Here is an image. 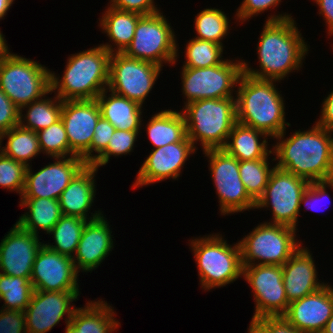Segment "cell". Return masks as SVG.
Listing matches in <instances>:
<instances>
[{
  "label": "cell",
  "instance_id": "cell-1",
  "mask_svg": "<svg viewBox=\"0 0 333 333\" xmlns=\"http://www.w3.org/2000/svg\"><path fill=\"white\" fill-rule=\"evenodd\" d=\"M292 14H268L257 43L259 69L242 59L243 73L250 77L279 83L290 73L302 69L310 45L298 30ZM308 44V45H307Z\"/></svg>",
  "mask_w": 333,
  "mask_h": 333
},
{
  "label": "cell",
  "instance_id": "cell-2",
  "mask_svg": "<svg viewBox=\"0 0 333 333\" xmlns=\"http://www.w3.org/2000/svg\"><path fill=\"white\" fill-rule=\"evenodd\" d=\"M291 134L286 137L284 130L273 139L271 162L309 183L329 181L333 175V131L314 123Z\"/></svg>",
  "mask_w": 333,
  "mask_h": 333
},
{
  "label": "cell",
  "instance_id": "cell-3",
  "mask_svg": "<svg viewBox=\"0 0 333 333\" xmlns=\"http://www.w3.org/2000/svg\"><path fill=\"white\" fill-rule=\"evenodd\" d=\"M277 83L242 73L235 95L237 122L264 132L272 140L291 127L286 121V103Z\"/></svg>",
  "mask_w": 333,
  "mask_h": 333
},
{
  "label": "cell",
  "instance_id": "cell-4",
  "mask_svg": "<svg viewBox=\"0 0 333 333\" xmlns=\"http://www.w3.org/2000/svg\"><path fill=\"white\" fill-rule=\"evenodd\" d=\"M111 53L100 44L70 54L63 75L51 71V92L62 101L94 100L108 88Z\"/></svg>",
  "mask_w": 333,
  "mask_h": 333
},
{
  "label": "cell",
  "instance_id": "cell-5",
  "mask_svg": "<svg viewBox=\"0 0 333 333\" xmlns=\"http://www.w3.org/2000/svg\"><path fill=\"white\" fill-rule=\"evenodd\" d=\"M185 119L187 137L195 149H223L236 120L235 97L201 99L180 109ZM199 142V143H198Z\"/></svg>",
  "mask_w": 333,
  "mask_h": 333
},
{
  "label": "cell",
  "instance_id": "cell-6",
  "mask_svg": "<svg viewBox=\"0 0 333 333\" xmlns=\"http://www.w3.org/2000/svg\"><path fill=\"white\" fill-rule=\"evenodd\" d=\"M197 265L199 284L204 291L225 287L242 278L239 242L231 245L220 233L188 240Z\"/></svg>",
  "mask_w": 333,
  "mask_h": 333
},
{
  "label": "cell",
  "instance_id": "cell-7",
  "mask_svg": "<svg viewBox=\"0 0 333 333\" xmlns=\"http://www.w3.org/2000/svg\"><path fill=\"white\" fill-rule=\"evenodd\" d=\"M50 74L45 65L17 53L0 59V89L19 109L51 91Z\"/></svg>",
  "mask_w": 333,
  "mask_h": 333
},
{
  "label": "cell",
  "instance_id": "cell-8",
  "mask_svg": "<svg viewBox=\"0 0 333 333\" xmlns=\"http://www.w3.org/2000/svg\"><path fill=\"white\" fill-rule=\"evenodd\" d=\"M297 230L263 221L240 239L242 266H282L303 244Z\"/></svg>",
  "mask_w": 333,
  "mask_h": 333
},
{
  "label": "cell",
  "instance_id": "cell-9",
  "mask_svg": "<svg viewBox=\"0 0 333 333\" xmlns=\"http://www.w3.org/2000/svg\"><path fill=\"white\" fill-rule=\"evenodd\" d=\"M165 17L161 10L150 15H142L138 19L134 37L123 53L161 67L164 64L176 66L181 50L177 43V35Z\"/></svg>",
  "mask_w": 333,
  "mask_h": 333
},
{
  "label": "cell",
  "instance_id": "cell-10",
  "mask_svg": "<svg viewBox=\"0 0 333 333\" xmlns=\"http://www.w3.org/2000/svg\"><path fill=\"white\" fill-rule=\"evenodd\" d=\"M181 69L180 90L186 99L184 105L201 99L235 97L237 84L243 73L242 58H229L211 67Z\"/></svg>",
  "mask_w": 333,
  "mask_h": 333
},
{
  "label": "cell",
  "instance_id": "cell-11",
  "mask_svg": "<svg viewBox=\"0 0 333 333\" xmlns=\"http://www.w3.org/2000/svg\"><path fill=\"white\" fill-rule=\"evenodd\" d=\"M207 157L213 185L216 190L220 215L254 210L256 202L246 192L239 173V160L224 149L202 151Z\"/></svg>",
  "mask_w": 333,
  "mask_h": 333
},
{
  "label": "cell",
  "instance_id": "cell-12",
  "mask_svg": "<svg viewBox=\"0 0 333 333\" xmlns=\"http://www.w3.org/2000/svg\"><path fill=\"white\" fill-rule=\"evenodd\" d=\"M309 182L278 167L272 170L264 194L256 201L255 209H267L272 219L265 221L298 230L301 215L300 200Z\"/></svg>",
  "mask_w": 333,
  "mask_h": 333
},
{
  "label": "cell",
  "instance_id": "cell-13",
  "mask_svg": "<svg viewBox=\"0 0 333 333\" xmlns=\"http://www.w3.org/2000/svg\"><path fill=\"white\" fill-rule=\"evenodd\" d=\"M163 67L144 60L112 53L108 90L143 106Z\"/></svg>",
  "mask_w": 333,
  "mask_h": 333
},
{
  "label": "cell",
  "instance_id": "cell-14",
  "mask_svg": "<svg viewBox=\"0 0 333 333\" xmlns=\"http://www.w3.org/2000/svg\"><path fill=\"white\" fill-rule=\"evenodd\" d=\"M242 277L249 284L254 297L255 308L251 320L286 313L289 302L283 284L282 266H244Z\"/></svg>",
  "mask_w": 333,
  "mask_h": 333
},
{
  "label": "cell",
  "instance_id": "cell-15",
  "mask_svg": "<svg viewBox=\"0 0 333 333\" xmlns=\"http://www.w3.org/2000/svg\"><path fill=\"white\" fill-rule=\"evenodd\" d=\"M80 293L34 290L24 310L27 333H47L63 319L68 324L77 308L73 302L78 300Z\"/></svg>",
  "mask_w": 333,
  "mask_h": 333
},
{
  "label": "cell",
  "instance_id": "cell-16",
  "mask_svg": "<svg viewBox=\"0 0 333 333\" xmlns=\"http://www.w3.org/2000/svg\"><path fill=\"white\" fill-rule=\"evenodd\" d=\"M38 171L27 166L25 187L21 198H49L59 200L74 176L86 165L78 156L54 157ZM34 172V173H33Z\"/></svg>",
  "mask_w": 333,
  "mask_h": 333
},
{
  "label": "cell",
  "instance_id": "cell-17",
  "mask_svg": "<svg viewBox=\"0 0 333 333\" xmlns=\"http://www.w3.org/2000/svg\"><path fill=\"white\" fill-rule=\"evenodd\" d=\"M196 151L188 137L181 142L152 149L141 164L132 188L135 190L168 179L178 180L186 161L191 155H195Z\"/></svg>",
  "mask_w": 333,
  "mask_h": 333
},
{
  "label": "cell",
  "instance_id": "cell-18",
  "mask_svg": "<svg viewBox=\"0 0 333 333\" xmlns=\"http://www.w3.org/2000/svg\"><path fill=\"white\" fill-rule=\"evenodd\" d=\"M79 272L71 257L49 249L44 244L34 260L30 281L38 291H80Z\"/></svg>",
  "mask_w": 333,
  "mask_h": 333
},
{
  "label": "cell",
  "instance_id": "cell-19",
  "mask_svg": "<svg viewBox=\"0 0 333 333\" xmlns=\"http://www.w3.org/2000/svg\"><path fill=\"white\" fill-rule=\"evenodd\" d=\"M101 117L99 105L94 100H65L61 110L70 151L89 164V147L95 126Z\"/></svg>",
  "mask_w": 333,
  "mask_h": 333
},
{
  "label": "cell",
  "instance_id": "cell-20",
  "mask_svg": "<svg viewBox=\"0 0 333 333\" xmlns=\"http://www.w3.org/2000/svg\"><path fill=\"white\" fill-rule=\"evenodd\" d=\"M12 226L0 242V272L30 280L33 263L43 241L17 223Z\"/></svg>",
  "mask_w": 333,
  "mask_h": 333
},
{
  "label": "cell",
  "instance_id": "cell-21",
  "mask_svg": "<svg viewBox=\"0 0 333 333\" xmlns=\"http://www.w3.org/2000/svg\"><path fill=\"white\" fill-rule=\"evenodd\" d=\"M104 213L89 220L83 229L81 239L78 243L73 261L76 270L80 272H90L96 270L98 266L110 255L114 248L112 238V228L110 222L105 218Z\"/></svg>",
  "mask_w": 333,
  "mask_h": 333
},
{
  "label": "cell",
  "instance_id": "cell-22",
  "mask_svg": "<svg viewBox=\"0 0 333 333\" xmlns=\"http://www.w3.org/2000/svg\"><path fill=\"white\" fill-rule=\"evenodd\" d=\"M333 314V285L289 303L283 315L293 326L305 333H321Z\"/></svg>",
  "mask_w": 333,
  "mask_h": 333
},
{
  "label": "cell",
  "instance_id": "cell-23",
  "mask_svg": "<svg viewBox=\"0 0 333 333\" xmlns=\"http://www.w3.org/2000/svg\"><path fill=\"white\" fill-rule=\"evenodd\" d=\"M311 252L301 245L282 265L283 284L289 303L312 294L327 284L319 280Z\"/></svg>",
  "mask_w": 333,
  "mask_h": 333
},
{
  "label": "cell",
  "instance_id": "cell-24",
  "mask_svg": "<svg viewBox=\"0 0 333 333\" xmlns=\"http://www.w3.org/2000/svg\"><path fill=\"white\" fill-rule=\"evenodd\" d=\"M97 172L98 168L86 164L74 176L59 198L62 215L77 216L89 221L103 214L102 209L90 212L96 199Z\"/></svg>",
  "mask_w": 333,
  "mask_h": 333
},
{
  "label": "cell",
  "instance_id": "cell-25",
  "mask_svg": "<svg viewBox=\"0 0 333 333\" xmlns=\"http://www.w3.org/2000/svg\"><path fill=\"white\" fill-rule=\"evenodd\" d=\"M109 92V94H108ZM96 101L101 116L109 121L116 129L128 131H141L144 126L143 107L139 103L126 97L117 95L105 89Z\"/></svg>",
  "mask_w": 333,
  "mask_h": 333
},
{
  "label": "cell",
  "instance_id": "cell-26",
  "mask_svg": "<svg viewBox=\"0 0 333 333\" xmlns=\"http://www.w3.org/2000/svg\"><path fill=\"white\" fill-rule=\"evenodd\" d=\"M98 27L102 33L106 34L109 39L108 43L100 44L108 52L123 53L130 45L134 32L138 23V19L142 16L135 12L118 10L108 5L105 7Z\"/></svg>",
  "mask_w": 333,
  "mask_h": 333
},
{
  "label": "cell",
  "instance_id": "cell-27",
  "mask_svg": "<svg viewBox=\"0 0 333 333\" xmlns=\"http://www.w3.org/2000/svg\"><path fill=\"white\" fill-rule=\"evenodd\" d=\"M268 137L262 131L237 122L223 149L239 161L270 159L273 155V148L269 147L268 139L270 142L271 138Z\"/></svg>",
  "mask_w": 333,
  "mask_h": 333
},
{
  "label": "cell",
  "instance_id": "cell-28",
  "mask_svg": "<svg viewBox=\"0 0 333 333\" xmlns=\"http://www.w3.org/2000/svg\"><path fill=\"white\" fill-rule=\"evenodd\" d=\"M115 314L114 307L97 298L88 300L83 307H77L70 322L79 333H113L121 326Z\"/></svg>",
  "mask_w": 333,
  "mask_h": 333
},
{
  "label": "cell",
  "instance_id": "cell-29",
  "mask_svg": "<svg viewBox=\"0 0 333 333\" xmlns=\"http://www.w3.org/2000/svg\"><path fill=\"white\" fill-rule=\"evenodd\" d=\"M19 206L27 209L16 223L24 230L39 236L48 234L62 216L59 200L49 198H20ZM39 230V231H38Z\"/></svg>",
  "mask_w": 333,
  "mask_h": 333
},
{
  "label": "cell",
  "instance_id": "cell-30",
  "mask_svg": "<svg viewBox=\"0 0 333 333\" xmlns=\"http://www.w3.org/2000/svg\"><path fill=\"white\" fill-rule=\"evenodd\" d=\"M150 118L144 131L153 149L181 142L187 137L185 119L181 111L165 109L156 112Z\"/></svg>",
  "mask_w": 333,
  "mask_h": 333
},
{
  "label": "cell",
  "instance_id": "cell-31",
  "mask_svg": "<svg viewBox=\"0 0 333 333\" xmlns=\"http://www.w3.org/2000/svg\"><path fill=\"white\" fill-rule=\"evenodd\" d=\"M50 91L40 100L34 101L20 109L19 125L25 129L38 132L48 128L60 119L63 101L56 95L52 98ZM26 113H23L25 111Z\"/></svg>",
  "mask_w": 333,
  "mask_h": 333
},
{
  "label": "cell",
  "instance_id": "cell-32",
  "mask_svg": "<svg viewBox=\"0 0 333 333\" xmlns=\"http://www.w3.org/2000/svg\"><path fill=\"white\" fill-rule=\"evenodd\" d=\"M5 138L7 141L4 146L2 142ZM0 151L15 161L30 166L32 159L41 154L37 132L20 125L11 128L0 136Z\"/></svg>",
  "mask_w": 333,
  "mask_h": 333
},
{
  "label": "cell",
  "instance_id": "cell-33",
  "mask_svg": "<svg viewBox=\"0 0 333 333\" xmlns=\"http://www.w3.org/2000/svg\"><path fill=\"white\" fill-rule=\"evenodd\" d=\"M87 222V220L77 216L62 215L48 233V235H52L54 242L48 241L46 243L47 241L43 240V244L51 250L73 258Z\"/></svg>",
  "mask_w": 333,
  "mask_h": 333
},
{
  "label": "cell",
  "instance_id": "cell-34",
  "mask_svg": "<svg viewBox=\"0 0 333 333\" xmlns=\"http://www.w3.org/2000/svg\"><path fill=\"white\" fill-rule=\"evenodd\" d=\"M222 10L210 7L197 13L193 26L196 36H193V38L224 46L223 39H226L230 33L229 29H232L230 26L231 20Z\"/></svg>",
  "mask_w": 333,
  "mask_h": 333
},
{
  "label": "cell",
  "instance_id": "cell-35",
  "mask_svg": "<svg viewBox=\"0 0 333 333\" xmlns=\"http://www.w3.org/2000/svg\"><path fill=\"white\" fill-rule=\"evenodd\" d=\"M32 283L28 278L14 277L0 272V307L5 310L24 311L33 293Z\"/></svg>",
  "mask_w": 333,
  "mask_h": 333
},
{
  "label": "cell",
  "instance_id": "cell-36",
  "mask_svg": "<svg viewBox=\"0 0 333 333\" xmlns=\"http://www.w3.org/2000/svg\"><path fill=\"white\" fill-rule=\"evenodd\" d=\"M185 53L182 67L205 68L223 63L226 58L223 56L225 46L218 45L211 41L192 38L185 45Z\"/></svg>",
  "mask_w": 333,
  "mask_h": 333
},
{
  "label": "cell",
  "instance_id": "cell-37",
  "mask_svg": "<svg viewBox=\"0 0 333 333\" xmlns=\"http://www.w3.org/2000/svg\"><path fill=\"white\" fill-rule=\"evenodd\" d=\"M269 161V159L239 161L241 180L246 192L255 202L264 194L270 174L276 166L271 165Z\"/></svg>",
  "mask_w": 333,
  "mask_h": 333
},
{
  "label": "cell",
  "instance_id": "cell-38",
  "mask_svg": "<svg viewBox=\"0 0 333 333\" xmlns=\"http://www.w3.org/2000/svg\"><path fill=\"white\" fill-rule=\"evenodd\" d=\"M39 147L48 158L75 156L69 148L67 133L61 118L37 132Z\"/></svg>",
  "mask_w": 333,
  "mask_h": 333
},
{
  "label": "cell",
  "instance_id": "cell-39",
  "mask_svg": "<svg viewBox=\"0 0 333 333\" xmlns=\"http://www.w3.org/2000/svg\"><path fill=\"white\" fill-rule=\"evenodd\" d=\"M140 133L142 132L115 129L106 150L91 165L99 169L108 164L112 156L121 157L130 154L136 147L135 142Z\"/></svg>",
  "mask_w": 333,
  "mask_h": 333
},
{
  "label": "cell",
  "instance_id": "cell-40",
  "mask_svg": "<svg viewBox=\"0 0 333 333\" xmlns=\"http://www.w3.org/2000/svg\"><path fill=\"white\" fill-rule=\"evenodd\" d=\"M27 166L4 155L0 151V187L19 194L20 198L25 187Z\"/></svg>",
  "mask_w": 333,
  "mask_h": 333
},
{
  "label": "cell",
  "instance_id": "cell-41",
  "mask_svg": "<svg viewBox=\"0 0 333 333\" xmlns=\"http://www.w3.org/2000/svg\"><path fill=\"white\" fill-rule=\"evenodd\" d=\"M328 189H330L329 181L310 182L302 194L300 208L304 206L306 210L310 209L311 211L315 212L325 211V208H328L331 203V196L328 193ZM323 203L326 207L322 205Z\"/></svg>",
  "mask_w": 333,
  "mask_h": 333
},
{
  "label": "cell",
  "instance_id": "cell-42",
  "mask_svg": "<svg viewBox=\"0 0 333 333\" xmlns=\"http://www.w3.org/2000/svg\"><path fill=\"white\" fill-rule=\"evenodd\" d=\"M115 127L102 116L95 126L91 146L89 147V165H91L107 148Z\"/></svg>",
  "mask_w": 333,
  "mask_h": 333
},
{
  "label": "cell",
  "instance_id": "cell-43",
  "mask_svg": "<svg viewBox=\"0 0 333 333\" xmlns=\"http://www.w3.org/2000/svg\"><path fill=\"white\" fill-rule=\"evenodd\" d=\"M282 0H242L240 6L236 9L235 17L236 22L244 24L252 17L263 14L265 11L272 10L281 5ZM247 20V21H246ZM241 21V22H240Z\"/></svg>",
  "mask_w": 333,
  "mask_h": 333
},
{
  "label": "cell",
  "instance_id": "cell-44",
  "mask_svg": "<svg viewBox=\"0 0 333 333\" xmlns=\"http://www.w3.org/2000/svg\"><path fill=\"white\" fill-rule=\"evenodd\" d=\"M20 109L0 89V136L19 125Z\"/></svg>",
  "mask_w": 333,
  "mask_h": 333
},
{
  "label": "cell",
  "instance_id": "cell-45",
  "mask_svg": "<svg viewBox=\"0 0 333 333\" xmlns=\"http://www.w3.org/2000/svg\"><path fill=\"white\" fill-rule=\"evenodd\" d=\"M263 333H305L284 316H266L251 320Z\"/></svg>",
  "mask_w": 333,
  "mask_h": 333
},
{
  "label": "cell",
  "instance_id": "cell-46",
  "mask_svg": "<svg viewBox=\"0 0 333 333\" xmlns=\"http://www.w3.org/2000/svg\"><path fill=\"white\" fill-rule=\"evenodd\" d=\"M0 333H27L25 312L0 309Z\"/></svg>",
  "mask_w": 333,
  "mask_h": 333
},
{
  "label": "cell",
  "instance_id": "cell-47",
  "mask_svg": "<svg viewBox=\"0 0 333 333\" xmlns=\"http://www.w3.org/2000/svg\"><path fill=\"white\" fill-rule=\"evenodd\" d=\"M154 0H110L108 5L122 11L150 15L160 11Z\"/></svg>",
  "mask_w": 333,
  "mask_h": 333
},
{
  "label": "cell",
  "instance_id": "cell-48",
  "mask_svg": "<svg viewBox=\"0 0 333 333\" xmlns=\"http://www.w3.org/2000/svg\"><path fill=\"white\" fill-rule=\"evenodd\" d=\"M321 115L315 123L322 128L333 131V90L323 99Z\"/></svg>",
  "mask_w": 333,
  "mask_h": 333
},
{
  "label": "cell",
  "instance_id": "cell-49",
  "mask_svg": "<svg viewBox=\"0 0 333 333\" xmlns=\"http://www.w3.org/2000/svg\"><path fill=\"white\" fill-rule=\"evenodd\" d=\"M317 6L318 15L323 17L325 21L327 36H333V0H312Z\"/></svg>",
  "mask_w": 333,
  "mask_h": 333
},
{
  "label": "cell",
  "instance_id": "cell-50",
  "mask_svg": "<svg viewBox=\"0 0 333 333\" xmlns=\"http://www.w3.org/2000/svg\"><path fill=\"white\" fill-rule=\"evenodd\" d=\"M15 0H0V21L5 19Z\"/></svg>",
  "mask_w": 333,
  "mask_h": 333
},
{
  "label": "cell",
  "instance_id": "cell-51",
  "mask_svg": "<svg viewBox=\"0 0 333 333\" xmlns=\"http://www.w3.org/2000/svg\"><path fill=\"white\" fill-rule=\"evenodd\" d=\"M6 42L5 35H3L0 29V59L11 53L10 48Z\"/></svg>",
  "mask_w": 333,
  "mask_h": 333
},
{
  "label": "cell",
  "instance_id": "cell-52",
  "mask_svg": "<svg viewBox=\"0 0 333 333\" xmlns=\"http://www.w3.org/2000/svg\"><path fill=\"white\" fill-rule=\"evenodd\" d=\"M321 333H333V314L327 321L325 328Z\"/></svg>",
  "mask_w": 333,
  "mask_h": 333
},
{
  "label": "cell",
  "instance_id": "cell-53",
  "mask_svg": "<svg viewBox=\"0 0 333 333\" xmlns=\"http://www.w3.org/2000/svg\"><path fill=\"white\" fill-rule=\"evenodd\" d=\"M247 333H263L252 321L247 328Z\"/></svg>",
  "mask_w": 333,
  "mask_h": 333
},
{
  "label": "cell",
  "instance_id": "cell-54",
  "mask_svg": "<svg viewBox=\"0 0 333 333\" xmlns=\"http://www.w3.org/2000/svg\"><path fill=\"white\" fill-rule=\"evenodd\" d=\"M65 328L66 329L64 333H79L77 328L71 322H68Z\"/></svg>",
  "mask_w": 333,
  "mask_h": 333
},
{
  "label": "cell",
  "instance_id": "cell-55",
  "mask_svg": "<svg viewBox=\"0 0 333 333\" xmlns=\"http://www.w3.org/2000/svg\"><path fill=\"white\" fill-rule=\"evenodd\" d=\"M329 182H330V190L333 192V175L329 178Z\"/></svg>",
  "mask_w": 333,
  "mask_h": 333
}]
</instances>
